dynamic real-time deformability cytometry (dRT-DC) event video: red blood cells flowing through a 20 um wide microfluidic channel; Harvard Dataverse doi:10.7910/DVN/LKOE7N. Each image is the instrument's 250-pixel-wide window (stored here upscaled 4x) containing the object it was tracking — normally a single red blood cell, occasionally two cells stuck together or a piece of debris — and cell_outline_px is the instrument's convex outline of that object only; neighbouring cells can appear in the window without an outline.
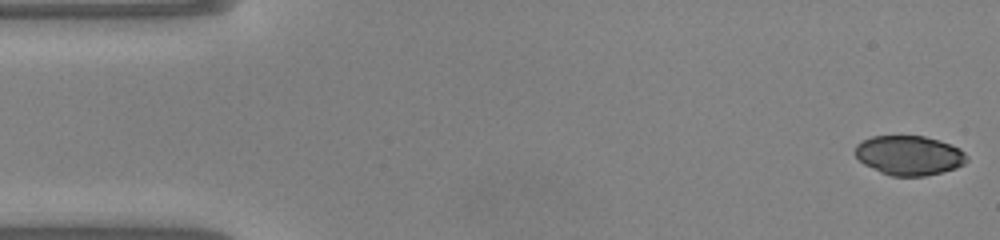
{"species": "common noctule bat (a hibernating species)", "species_latin": "Nyctalus noctula", "temperature_condition": "warm", "stored_images_in_passage": 48, "camera_frame_rate_fps": 3000, "um_per_image_px": 0.085, "animal": {"sex": "male", "body_mass_g": 20.0, "forearm_length_mm": 53.3}, "frame": {"image": 1, "passage_image": 1, "time_ms": 0.0, "image_size_px": [1000, 240], "cell_outline_px": [[968, 160], [964, 164], [956, 168], [924, 176], [892, 176], [880, 172], [864, 164], [856, 156], [856, 144], [872, 136], [924, 136], [940, 140], [952, 144], [960, 148], [968, 156]], "centroid_in_image_um": [77.31, 13.2], "position_along_channel_um": 7.7, "area_um2": 25.72}}
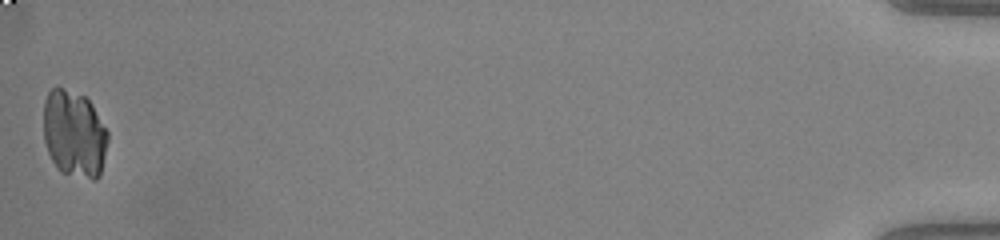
{"frame": {"image": 2, "passage_image": 48, "time_ms": 15.667, "image_size_px": [1000, 240], "cell_outline_px": [[108, 140], [100, 176], [96, 180], [92, 180], [60, 172], [56, 168], [48, 152], [44, 140], [44, 100], [48, 92], [56, 84], [84, 96], [92, 104], [108, 132]], "centroid_in_image_um": [6.3, 11.37], "position_along_channel_um": 428.9, "area_um2": 33.06}}